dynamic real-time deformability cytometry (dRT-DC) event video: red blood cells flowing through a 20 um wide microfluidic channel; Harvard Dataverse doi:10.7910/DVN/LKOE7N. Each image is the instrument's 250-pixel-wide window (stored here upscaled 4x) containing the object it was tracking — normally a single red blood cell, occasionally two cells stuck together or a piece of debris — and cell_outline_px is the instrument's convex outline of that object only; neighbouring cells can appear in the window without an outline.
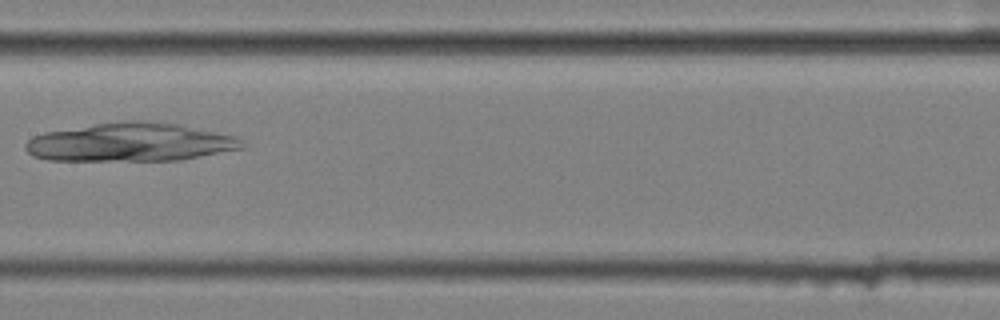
{"species": "common noctule bat (a hibernating species)", "species_latin": "Nyctalus noctula", "temperature_condition": "cold", "stored_images_in_passage": 11, "camera_frame_rate_fps": 3000, "um_per_image_px": 0.085, "animal": {"sex": "female", "body_mass_g": 25.1}, "frame": {"image": 1, "passage_image": 8, "time_ms": 2.333, "image_size_px": [1000, 320], "cell_outline_px": [[244, 148], [180, 160], [48, 160], [32, 156], [24, 148], [24, 144], [32, 136], [44, 132], [120, 120], [144, 120], [180, 124], [240, 136]], "centroid_in_image_um": [11.11, 12.08], "position_along_channel_um": 196.3, "area_um2": 48.96}}
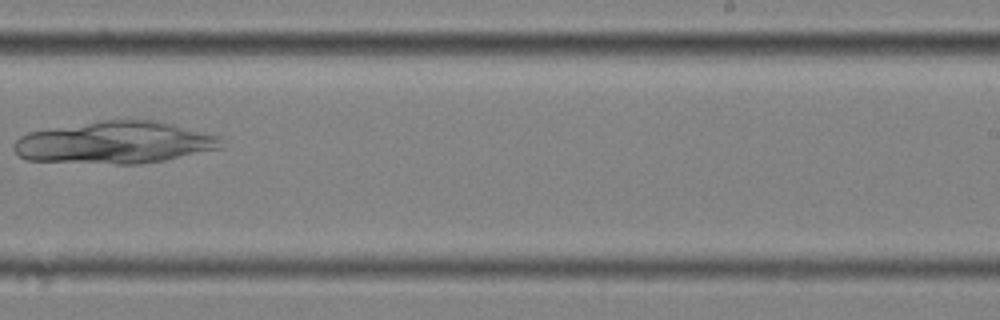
{"frame": {"image": 2, "passage_image": 10, "time_ms": 3.0, "image_size_px": [1000, 320], "cell_outline_px": [[224, 148], [164, 160], [140, 164], [116, 164], [28, 160], [20, 156], [12, 148], [12, 144], [20, 136], [28, 132], [100, 120], [156, 120], [220, 136]], "centroid_in_image_um": [9.78, 12.12], "position_along_channel_um": 279.2, "area_um2": 50.98}}